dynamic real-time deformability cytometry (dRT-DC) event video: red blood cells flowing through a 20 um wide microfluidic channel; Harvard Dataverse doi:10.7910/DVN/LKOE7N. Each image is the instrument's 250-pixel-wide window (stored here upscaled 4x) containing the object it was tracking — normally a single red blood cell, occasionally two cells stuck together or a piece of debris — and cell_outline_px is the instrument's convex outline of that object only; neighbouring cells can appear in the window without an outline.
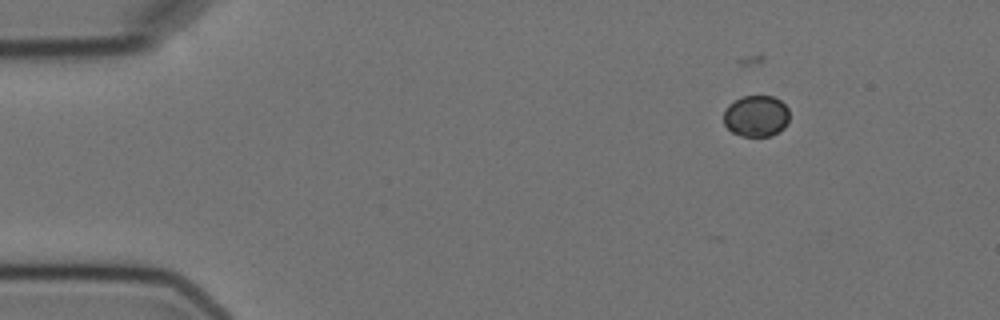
{"species": "Egyptian fruit bat (a non-hibernating species)", "species_latin": "Rousettus aegyptiacus", "temperature_condition": "cold", "stored_images_in_passage": 5, "camera_frame_rate_fps": 3000, "um_per_image_px": 0.085, "animal": {"sex": "female"}, "frame": {"image": 1, "passage_image": 1, "time_ms": 0.0, "image_size_px": [1000, 320], "cell_outline_px": [[788, 120], [784, 128], [772, 136], [740, 136], [732, 132], [724, 124], [724, 112], [728, 104], [744, 96], [772, 96], [780, 100], [788, 108]], "centroid_in_image_um": [64.27, 9.87], "position_along_channel_um": 20.7, "area_um2": 15.84}}